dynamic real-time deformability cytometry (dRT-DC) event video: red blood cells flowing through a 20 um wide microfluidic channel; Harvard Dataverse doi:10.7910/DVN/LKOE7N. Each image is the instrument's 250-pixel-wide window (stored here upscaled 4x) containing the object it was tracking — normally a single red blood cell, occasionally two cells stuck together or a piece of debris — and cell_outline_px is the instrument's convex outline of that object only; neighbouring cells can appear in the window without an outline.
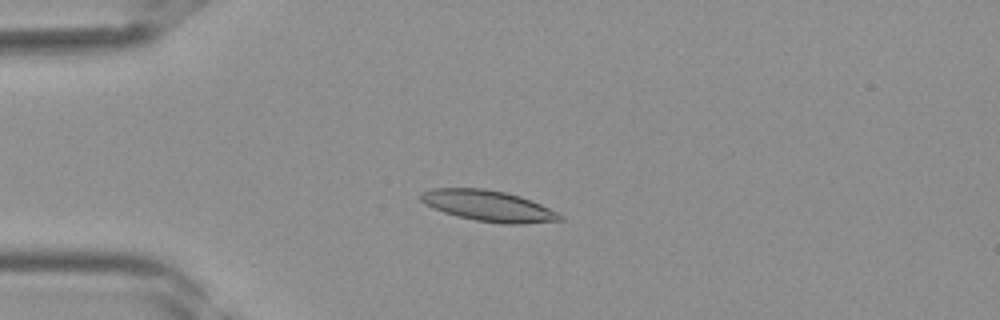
{"species": "Egyptian fruit bat (a non-hibernating species)", "species_latin": "Rousettus aegyptiacus", "temperature_condition": "room temperature", "stored_images_in_passage": 40, "camera_frame_rate_fps": 3000, "um_per_image_px": 0.085, "frame": {"image": 1, "passage_image": 10, "time_ms": 3.0, "image_size_px": [1000, 320], "cell_outline_px": [[564, 220], [520, 224], [504, 224], [476, 220], [456, 216], [444, 212], [420, 200], [420, 192], [432, 188], [484, 188], [504, 192], [520, 196], [532, 200], [560, 212], [564, 216]], "centroid_in_image_um": [41.58, 17.5], "position_along_channel_um": 43.4, "area_um2": 25.14}}
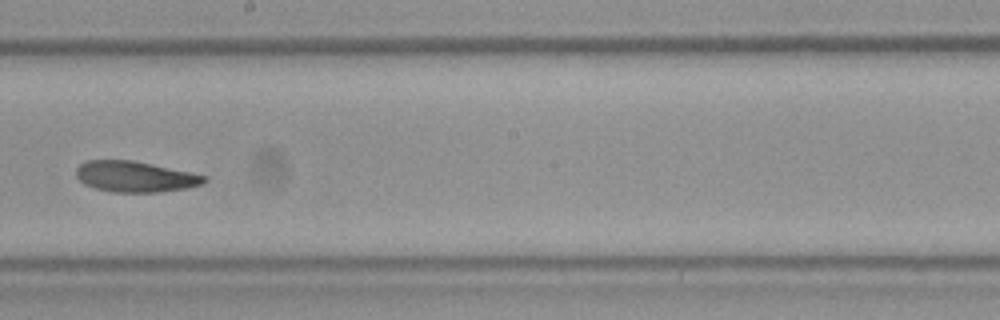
{"frame": {"image": 2, "passage_image": 23, "time_ms": 7.333, "image_size_px": [1000, 320], "cell_outline_px": [[208, 180], [200, 184], [184, 188], [156, 192], [116, 192], [96, 188], [84, 184], [76, 176], [76, 168], [80, 164], [88, 160], [132, 160], [192, 172], [208, 176]], "centroid_in_image_um": [11.49, 15.0], "position_along_channel_um": 236.7, "area_um2": 22.83}}
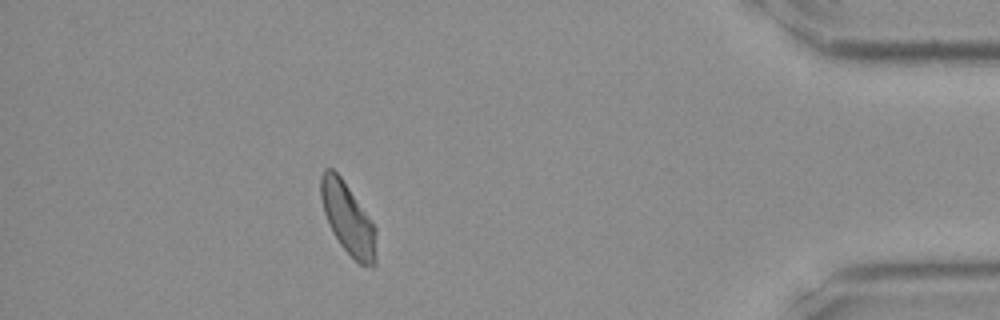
{"frame": {"image": 3, "passage_image": 36, "time_ms": 11.667, "image_size_px": [1000, 320], "cell_outline_px": [[376, 264], [372, 268], [360, 264], [340, 244], [332, 232], [328, 224], [324, 212], [320, 196], [320, 176], [324, 168], [332, 168], [340, 176], [372, 220], [376, 228]], "centroid_in_image_um": [29.58, 18.59], "position_along_channel_um": 405.6, "area_um2": 23.12}}